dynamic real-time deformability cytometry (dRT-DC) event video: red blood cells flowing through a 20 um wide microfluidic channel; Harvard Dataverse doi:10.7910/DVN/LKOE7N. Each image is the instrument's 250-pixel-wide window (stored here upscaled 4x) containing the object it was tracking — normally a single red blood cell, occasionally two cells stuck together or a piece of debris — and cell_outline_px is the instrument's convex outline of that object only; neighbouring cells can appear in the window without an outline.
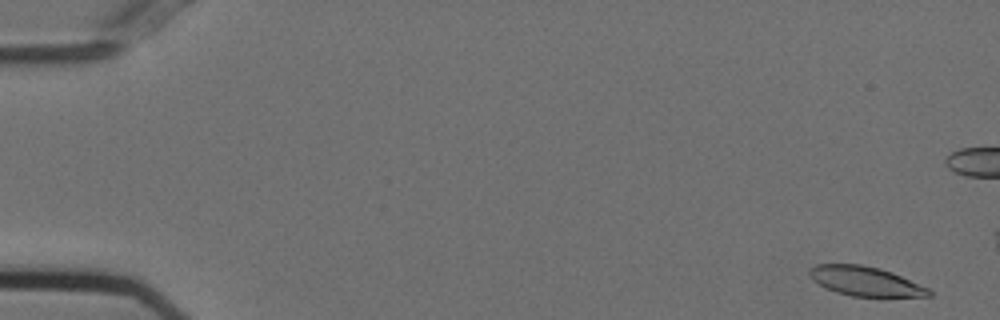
{"species": "Egyptian fruit bat (a non-hibernating species)", "species_latin": "Rousettus aegyptiacus", "temperature_condition": "cold", "stored_images_in_passage": 10, "camera_frame_rate_fps": 3000, "um_per_image_px": 0.085, "animal": {"sex": "female"}, "frame": {"image": 1, "passage_image": 3, "time_ms": 0.667, "image_size_px": [1000, 320], "cell_outline_px": [[932, 296], [852, 296], [836, 292], [824, 288], [812, 280], [808, 276], [808, 268], [816, 264], [860, 264], [880, 268], [892, 272], [928, 288], [932, 292]], "centroid_in_image_um": [73.48, 23.89], "position_along_channel_um": 11.5, "area_um2": 20.52}}